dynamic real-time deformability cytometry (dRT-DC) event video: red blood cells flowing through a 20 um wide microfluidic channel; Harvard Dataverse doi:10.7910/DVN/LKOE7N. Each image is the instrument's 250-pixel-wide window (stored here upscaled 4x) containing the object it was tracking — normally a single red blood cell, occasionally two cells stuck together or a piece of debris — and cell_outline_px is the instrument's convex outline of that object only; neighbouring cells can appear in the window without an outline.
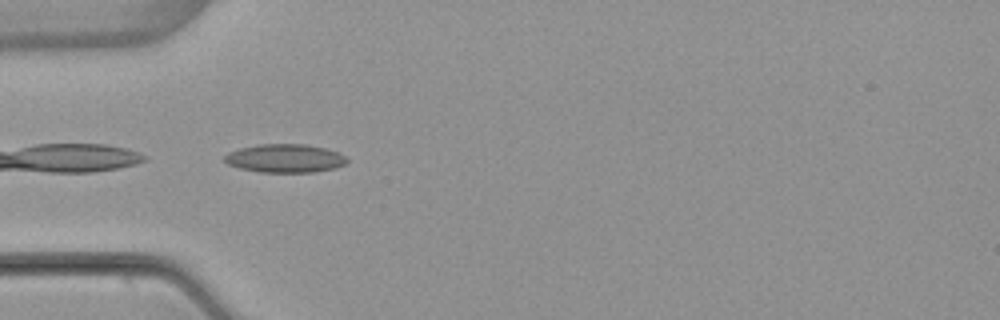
{"species": "common noctule bat (a hibernating species)", "species_latin": "Nyctalus noctula", "temperature_condition": "warm", "stored_images_in_passage": 4, "camera_frame_rate_fps": 3000, "um_per_image_px": 0.085, "animal": {"sex": "female", "body_mass_g": 22.7, "forearm_length_mm": 54.2}, "frame": {"image": 1, "passage_image": 3, "time_ms": 2.667, "image_size_px": [1000, 320], "cell_outline_px": [[348, 160], [344, 164], [336, 168], [312, 172], [260, 172], [240, 168], [228, 164], [224, 160], [224, 156], [228, 152], [240, 148], [256, 144], [304, 144], [324, 148], [336, 152], [344, 156]], "centroid_in_image_um": [24.19, 13.45], "position_along_channel_um": 60.8, "area_um2": 20.17}}
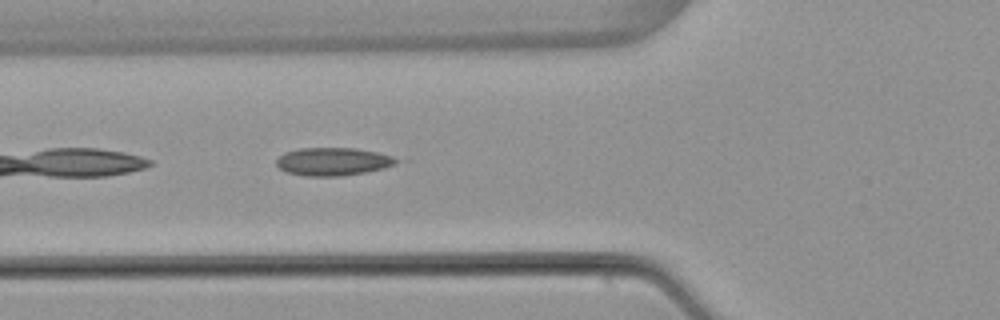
{"frame": {"image": 2, "passage_image": 4, "time_ms": 3.667, "image_size_px": [1000, 320], "cell_outline_px": [[400, 160], [396, 164], [384, 168], [364, 172], [340, 176], [304, 176], [284, 172], [276, 164], [276, 160], [284, 152], [300, 148], [356, 148], [376, 152], [392, 156]], "centroid_in_image_um": [28.28, 13.73], "position_along_channel_um": 97.5, "area_um2": 19.59}}